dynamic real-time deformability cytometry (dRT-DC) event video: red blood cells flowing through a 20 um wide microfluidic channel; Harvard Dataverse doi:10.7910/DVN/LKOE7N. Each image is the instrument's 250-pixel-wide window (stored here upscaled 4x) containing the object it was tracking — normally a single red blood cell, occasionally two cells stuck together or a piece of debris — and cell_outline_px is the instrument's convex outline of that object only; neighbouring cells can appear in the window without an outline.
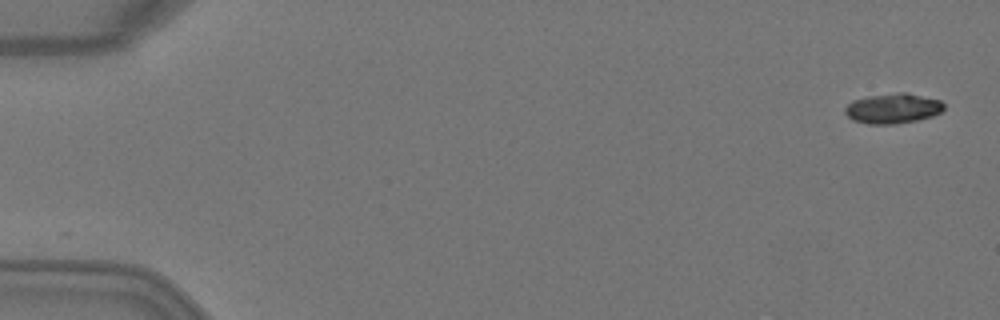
{"species": "Egyptian fruit bat (a non-hibernating species)", "species_latin": "Rousettus aegyptiacus", "temperature_condition": "warm", "stored_images_in_passage": 4, "camera_frame_rate_fps": 3000, "um_per_image_px": 0.085, "animal": {"sex": "female"}, "frame": {"image": 1, "passage_image": 1, "time_ms": 0.0, "image_size_px": [1000, 320], "cell_outline_px": [[944, 108], [940, 112], [932, 116], [916, 120], [896, 124], [868, 124], [852, 120], [844, 112], [844, 108], [852, 100], [868, 96], [900, 92], [908, 92], [940, 100], [944, 104]], "centroid_in_image_um": [75.88, 9.21], "position_along_channel_um": 9.1, "area_um2": 17.4}}
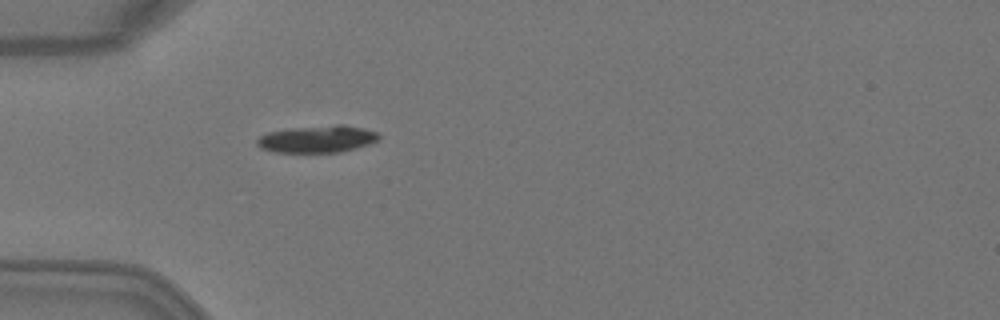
{"frame": {"image": 2, "passage_image": 4, "time_ms": 1.0, "image_size_px": [1000, 320], "cell_outline_px": [[380, 140], [356, 148], [340, 152], [276, 152], [260, 148], [256, 144], [256, 140], [260, 136], [268, 132], [292, 128], [336, 124], [344, 124], [364, 128], [376, 132], [380, 136]], "centroid_in_image_um": [26.99, 11.81], "position_along_channel_um": 58.0, "area_um2": 19.31}}